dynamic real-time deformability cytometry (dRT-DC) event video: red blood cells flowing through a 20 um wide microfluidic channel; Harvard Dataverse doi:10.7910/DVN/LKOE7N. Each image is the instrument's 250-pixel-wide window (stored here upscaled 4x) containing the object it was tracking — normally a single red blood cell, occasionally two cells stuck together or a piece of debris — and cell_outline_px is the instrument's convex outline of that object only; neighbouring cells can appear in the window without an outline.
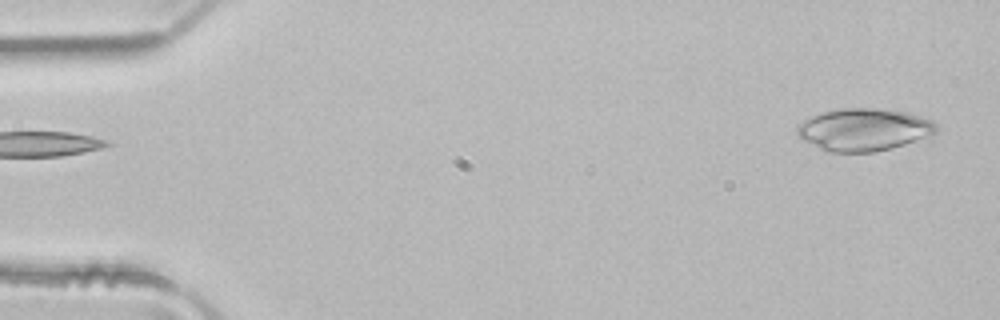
{"species": "common noctule bat (a hibernating species)", "species_latin": "Nyctalus noctula", "temperature_condition": "room temperature", "stored_images_in_passage": 3, "segment_of_instrument_passage": [2, 2], "camera_frame_rate_fps": 3000, "um_per_image_px": 0.085, "animal": {"sex": "male", "body_mass_g": 21.5, "forearm_length_mm": 52.0}, "frame": {"image": 1, "passage_image": 3, "time_ms": 0.667, "image_size_px": [1000, 320], "cell_outline_px": [[940, 128], [932, 140], [876, 152], [824, 152], [796, 136], [796, 128], [804, 120], [820, 112], [844, 108], [880, 108], [908, 112], [932, 120]], "centroid_in_image_um": [73.54, 11.05], "position_along_channel_um": 11.5, "area_um2": 35.78}}